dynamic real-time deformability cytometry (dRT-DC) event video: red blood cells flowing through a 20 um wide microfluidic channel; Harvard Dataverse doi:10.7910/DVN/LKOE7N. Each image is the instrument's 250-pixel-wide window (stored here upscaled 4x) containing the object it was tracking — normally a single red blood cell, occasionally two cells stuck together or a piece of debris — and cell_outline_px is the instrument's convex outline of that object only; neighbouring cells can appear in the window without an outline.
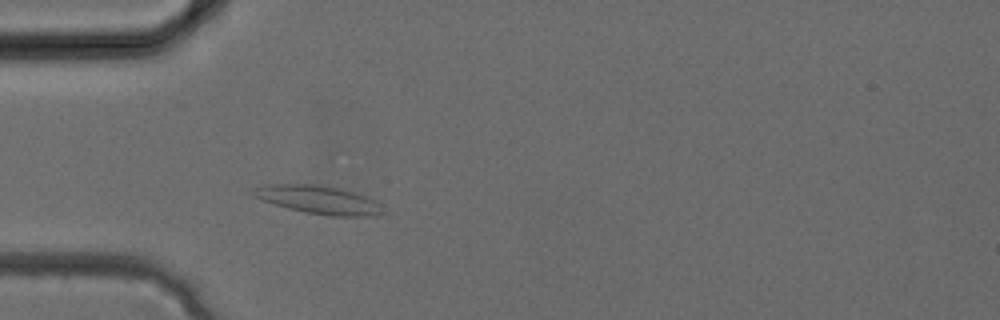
{"species": "common noctule bat (a hibernating species)", "species_latin": "Nyctalus noctula", "temperature_condition": "cold", "stored_images_in_passage": 30, "camera_frame_rate_fps": 3000, "um_per_image_px": 0.085, "animal": {"sex": "female", "body_mass_g": 24.6, "forearm_length_mm": 56.2}, "frame": {"image": 1, "passage_image": 7, "time_ms": 2.0, "image_size_px": [1000, 320], "cell_outline_px": [[388, 212], [376, 216], [328, 216], [304, 212], [288, 208], [260, 200], [252, 196], [256, 188], [264, 184], [316, 184], [356, 192], [368, 196], [376, 200]], "centroid_in_image_um": [27.16, 16.99], "position_along_channel_um": 57.8, "area_um2": 21.68}}
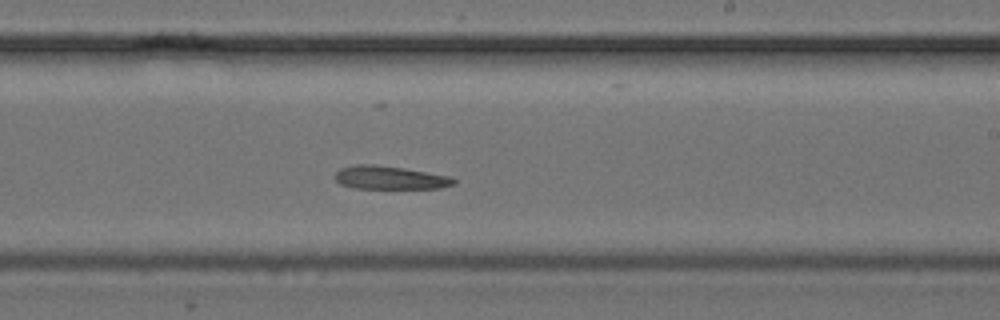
{"frame": {"image": 2, "passage_image": 17, "time_ms": 5.333, "image_size_px": [1000, 320], "cell_outline_px": [[456, 184], [440, 188], [352, 188], [340, 184], [336, 180], [336, 172], [340, 168], [356, 164], [376, 164], [404, 168], [448, 176], [456, 180]], "centroid_in_image_um": [33.12, 15.1], "position_along_channel_um": 255.9, "area_um2": 16.07}}
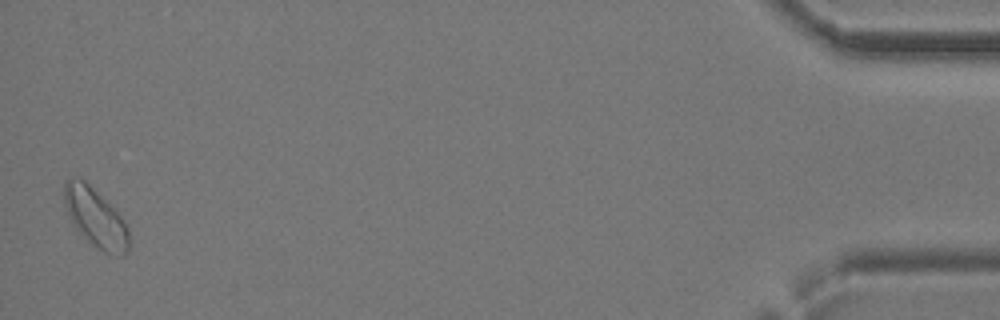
{"frame": {"image": 3, "passage_image": 30, "time_ms": 9.667, "image_size_px": [1000, 320], "cell_outline_px": [[128, 252], [124, 256], [104, 252], [96, 248], [72, 224], [64, 204], [64, 180], [72, 176], [84, 180], [124, 220], [128, 228]], "centroid_in_image_um": [8.09, 18.5], "position_along_channel_um": 427.1, "area_um2": 21.79}}